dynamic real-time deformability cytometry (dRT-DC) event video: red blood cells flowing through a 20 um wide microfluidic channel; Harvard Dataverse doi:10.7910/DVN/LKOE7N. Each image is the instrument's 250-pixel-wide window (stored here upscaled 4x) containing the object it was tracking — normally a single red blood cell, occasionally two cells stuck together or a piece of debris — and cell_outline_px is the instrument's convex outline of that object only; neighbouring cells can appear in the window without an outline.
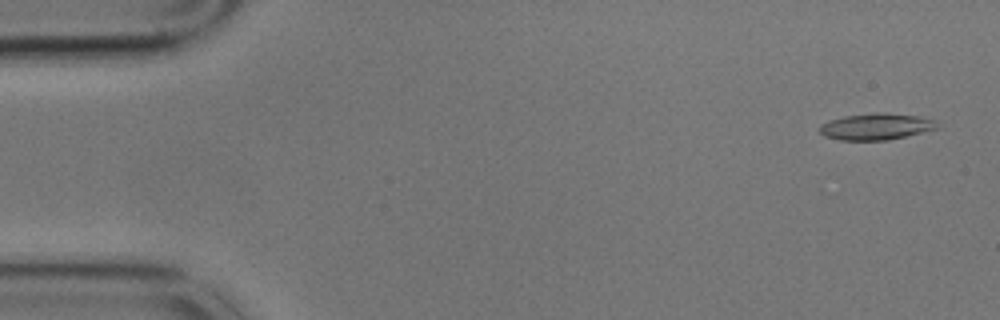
{"species": "common noctule bat (a hibernating species)", "species_latin": "Nyctalus noctula", "temperature_condition": "cold", "stored_images_in_passage": 58, "camera_frame_rate_fps": 3000, "um_per_image_px": 0.085, "animal": {"sex": "male", "body_mass_g": 17.9}, "frame": {"image": 1, "passage_image": 2, "time_ms": 0.333, "image_size_px": [1000, 320], "cell_outline_px": [[940, 128], [888, 140], [840, 140], [824, 136], [820, 132], [820, 124], [828, 120], [844, 116], [876, 112], [884, 112], [920, 116], [936, 120]], "centroid_in_image_um": [74.49, 10.75], "position_along_channel_um": 10.5, "area_um2": 18.32}}
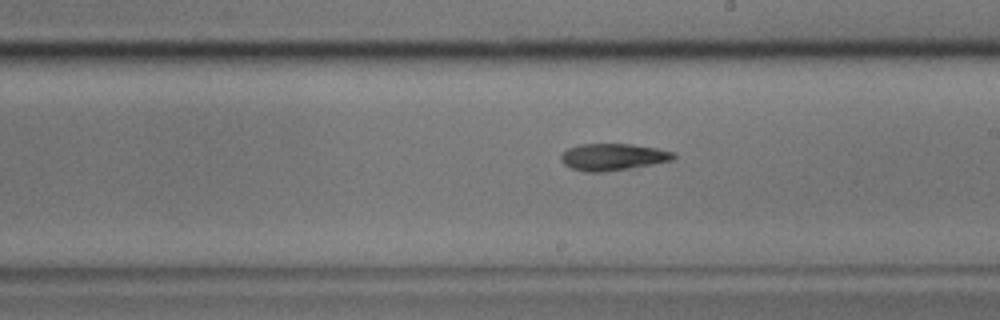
{"frame": {"image": 2, "passage_image": 32, "time_ms": 10.333, "image_size_px": [1000, 320], "cell_outline_px": [[676, 156], [672, 160], [652, 164], [604, 172], [584, 172], [572, 168], [564, 164], [560, 160], [560, 156], [568, 148], [580, 144], [632, 144], [656, 148], [676, 152]], "centroid_in_image_um": [52.09, 13.34], "position_along_channel_um": 236.9, "area_um2": 17.57}}
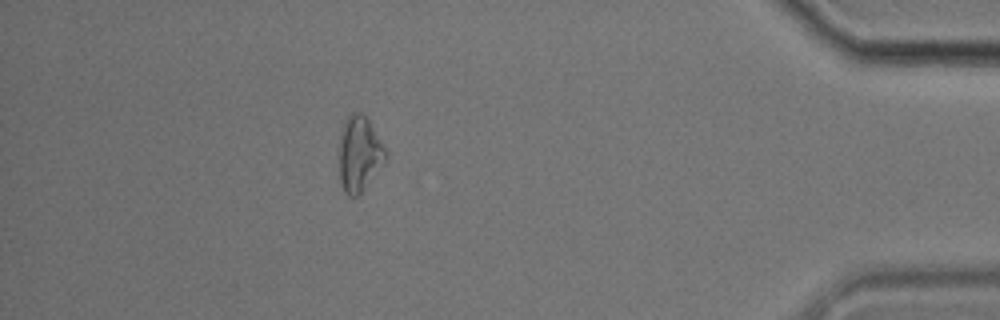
{"frame": {"image": 3, "passage_image": 51, "time_ms": 16.667, "image_size_px": [1000, 320], "cell_outline_px": [[388, 156], [384, 164], [364, 188], [356, 196], [348, 196], [344, 192], [340, 180], [336, 156], [340, 132], [344, 120], [352, 112], [360, 112], [368, 120], [388, 152]], "centroid_in_image_um": [30.49, 13.07], "position_along_channel_um": 404.7, "area_um2": 20.98}}